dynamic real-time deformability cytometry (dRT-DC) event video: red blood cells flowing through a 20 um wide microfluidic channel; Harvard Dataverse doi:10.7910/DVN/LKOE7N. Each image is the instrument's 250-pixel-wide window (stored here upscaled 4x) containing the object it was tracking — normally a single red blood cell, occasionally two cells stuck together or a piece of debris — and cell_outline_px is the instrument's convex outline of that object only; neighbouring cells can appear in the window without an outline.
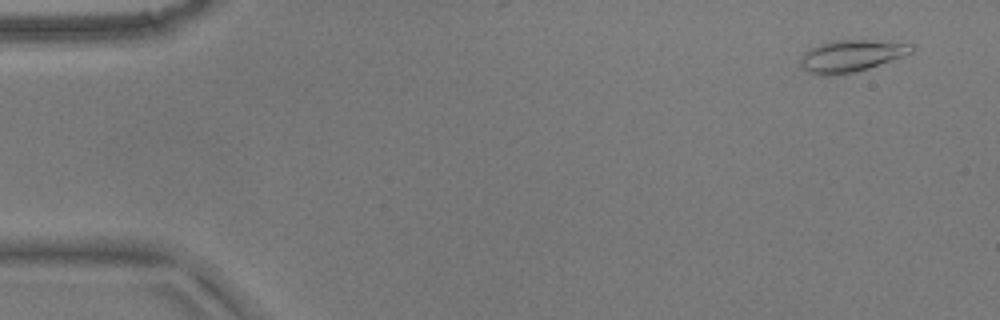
{"species": "common noctule bat (a hibernating species)", "species_latin": "Nyctalus noctula", "temperature_condition": "warm", "stored_images_in_passage": 52, "camera_frame_rate_fps": 3000, "um_per_image_px": 0.085, "animal": {"sex": "male", "body_mass_g": 17.9}, "frame": {"image": 1, "passage_image": 1, "time_ms": 0.0, "image_size_px": [1000, 320], "cell_outline_px": [[916, 48], [912, 52], [868, 68], [852, 72], [832, 76], [820, 76], [808, 72], [800, 64], [800, 60], [804, 52], [820, 44], [836, 40], [868, 40], [912, 44]], "centroid_in_image_um": [72.32, 4.76], "position_along_channel_um": 12.7, "area_um2": 20.29}}
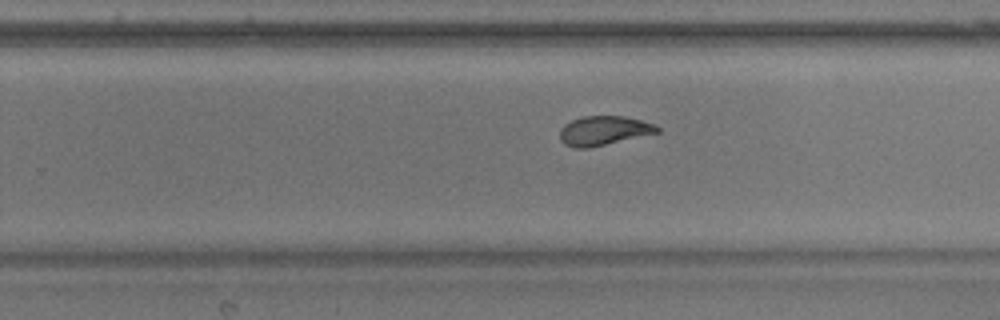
{"frame": {"image": 2, "passage_image": 32, "time_ms": 10.333, "image_size_px": [1000, 320], "cell_outline_px": [[660, 132], [588, 148], [576, 148], [564, 144], [560, 140], [560, 128], [564, 124], [572, 120], [584, 116], [624, 116], [640, 120], [652, 124], [660, 128]], "centroid_in_image_um": [51.28, 11.1], "position_along_channel_um": 278.5, "area_um2": 16.47}}
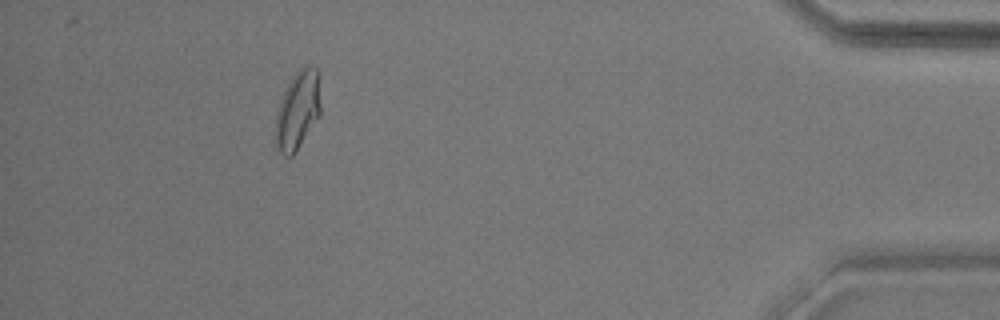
{"frame": {"image": 3, "passage_image": 47, "time_ms": 15.333, "image_size_px": [1000, 320], "cell_outline_px": [[320, 116], [296, 152], [292, 156], [284, 156], [276, 148], [276, 112], [280, 96], [292, 76], [300, 68], [308, 64], [316, 68], [320, 104]], "centroid_in_image_um": [25.28, 9.39], "position_along_channel_um": 409.9, "area_um2": 20.75}, "authors_computed_cell_mechanics": {"area_um2": 18.1203, "velocity_mm_per_s": 3.733, "shape_relaxation_time_tau1_ms": null, "shape_relaxation_time_tau2_ms": 1.4992, "deformation_change_tau1": null, "deformation_change_tau2": 0.0544}}